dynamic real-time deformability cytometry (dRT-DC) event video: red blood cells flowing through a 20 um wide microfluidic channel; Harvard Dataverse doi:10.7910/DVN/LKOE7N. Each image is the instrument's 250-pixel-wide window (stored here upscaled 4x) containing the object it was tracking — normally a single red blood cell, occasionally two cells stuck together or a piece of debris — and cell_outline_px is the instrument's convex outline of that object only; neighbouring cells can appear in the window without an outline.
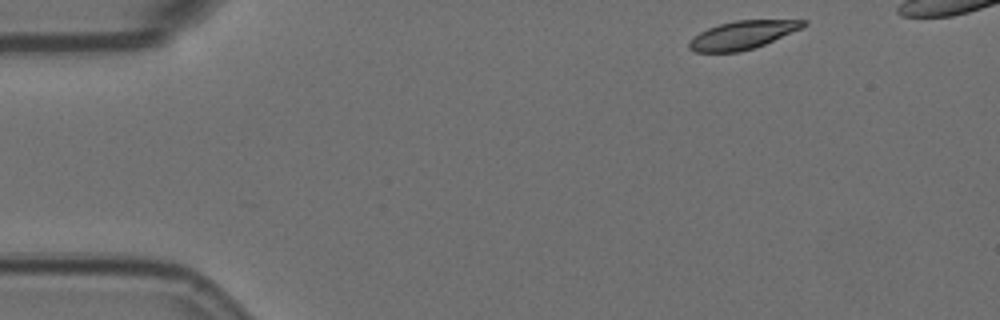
{"species": "Egyptian fruit bat (a non-hibernating species)", "species_latin": "Rousettus aegyptiacus", "temperature_condition": "room temperature", "stored_images_in_passage": 6, "camera_frame_rate_fps": 3000, "um_per_image_px": 0.085, "animal": {"sex": "female"}, "frame": {"image": 1, "passage_image": 1, "time_ms": 0.0, "image_size_px": [1000, 320], "cell_outline_px": [[808, 24], [800, 28], [764, 44], [740, 52], [696, 52], [688, 48], [688, 44], [692, 36], [708, 28], [720, 24], [736, 20], [808, 20]], "centroid_in_image_um": [63.06, 2.97], "position_along_channel_um": 21.9, "area_um2": 18.55}}
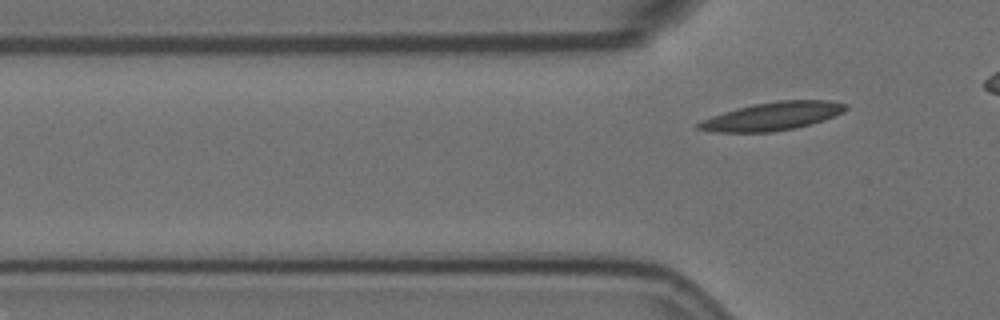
{"frame": {"image": 2, "passage_image": 6, "time_ms": 1.667, "image_size_px": [1000, 320], "cell_outline_px": [[848, 108], [844, 112], [836, 116], [824, 120], [796, 128], [772, 132], [716, 132], [696, 128], [696, 124], [700, 120], [736, 108], [752, 104], [780, 100], [828, 100], [848, 104]], "centroid_in_image_um": [65.68, 9.87], "position_along_channel_um": 60.1, "area_um2": 24.33}}